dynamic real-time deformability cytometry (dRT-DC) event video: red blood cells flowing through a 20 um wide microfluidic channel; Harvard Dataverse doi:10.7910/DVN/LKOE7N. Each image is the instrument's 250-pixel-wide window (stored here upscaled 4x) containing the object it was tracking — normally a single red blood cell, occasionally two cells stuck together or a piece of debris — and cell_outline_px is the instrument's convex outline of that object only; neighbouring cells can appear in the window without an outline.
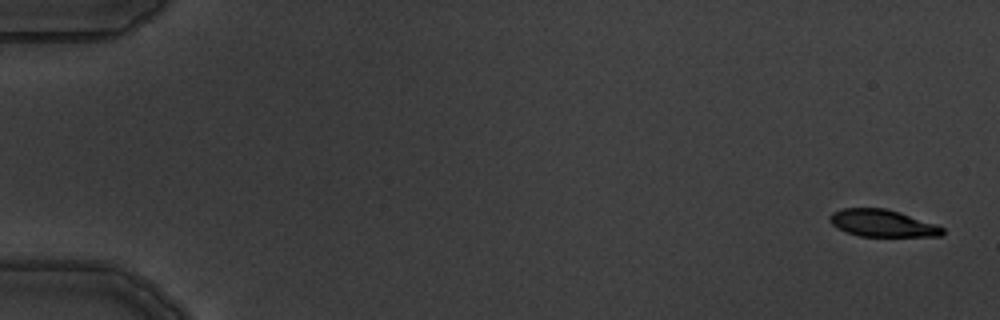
{"species": "common noctule bat (a hibernating species)", "species_latin": "Nyctalus noctula", "temperature_condition": "warm", "stored_images_in_passage": 9, "camera_frame_rate_fps": 3000, "um_per_image_px": 0.085, "animal": {"sex": "male", "body_mass_g": 19.5, "forearm_length_mm": 54.6}, "frame": {"image": 1, "passage_image": 1, "time_ms": 0.0, "image_size_px": [1000, 320], "cell_outline_px": [[944, 232], [940, 236], [860, 236], [836, 228], [828, 220], [828, 216], [832, 212], [844, 208], [884, 208], [900, 212], [936, 224], [944, 228]], "centroid_in_image_um": [74.98, 18.97], "position_along_channel_um": 10.0, "area_um2": 17.8}}
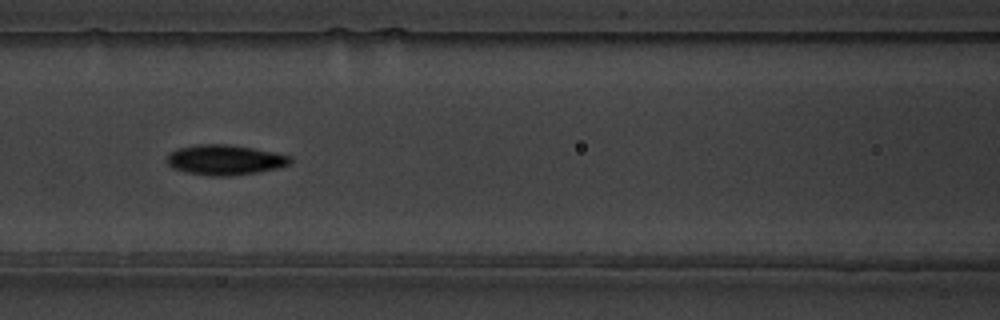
{"frame": {"image": 2, "passage_image": 7, "time_ms": 7.667, "image_size_px": [1000, 320], "cell_outline_px": [[292, 160], [288, 164], [276, 168], [256, 172], [228, 176], [208, 176], [188, 172], [172, 168], [168, 164], [168, 152], [176, 148], [196, 144], [228, 144], [252, 148], [292, 156]], "centroid_in_image_um": [19.07, 13.58], "position_along_channel_um": 147.5, "area_um2": 21.56}}
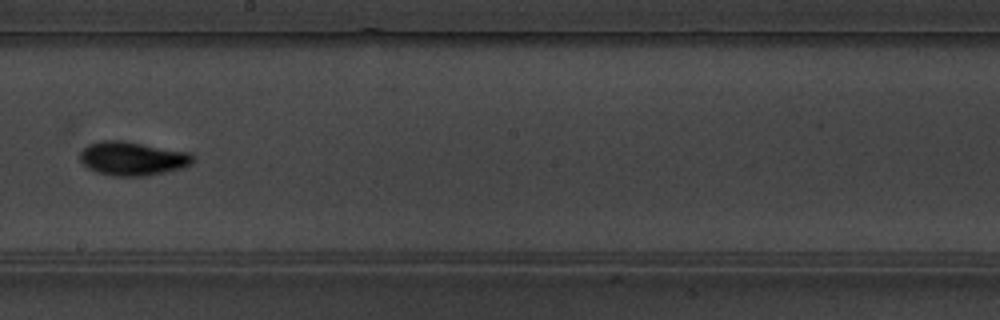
{"frame": {"image": 3, "passage_image": 9, "time_ms": 10.0, "image_size_px": [1000, 320], "cell_outline_px": [[192, 164], [180, 168], [164, 172], [144, 176], [112, 176], [96, 172], [88, 168], [80, 160], [80, 152], [88, 144], [100, 140], [120, 140], [192, 152]], "centroid_in_image_um": [11.24, 13.47], "position_along_channel_um": 237.0, "area_um2": 22.25}}